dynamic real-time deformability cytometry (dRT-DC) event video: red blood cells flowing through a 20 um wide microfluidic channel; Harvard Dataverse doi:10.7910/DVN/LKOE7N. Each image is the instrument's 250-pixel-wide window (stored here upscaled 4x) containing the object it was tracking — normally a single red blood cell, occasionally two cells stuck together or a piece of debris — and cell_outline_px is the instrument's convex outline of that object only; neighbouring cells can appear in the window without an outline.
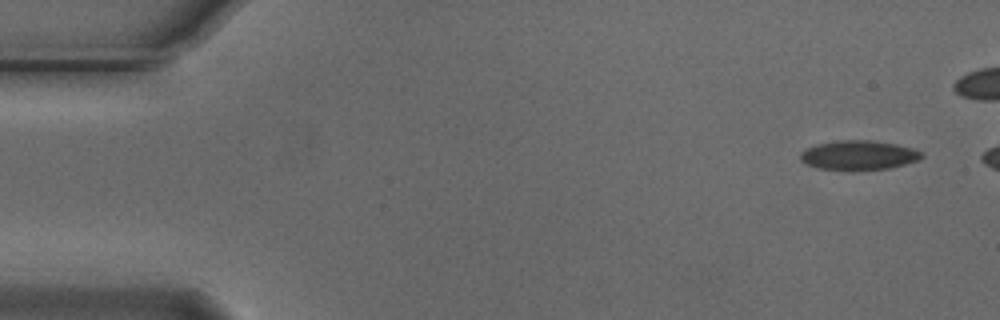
{"species": "Egyptian fruit bat (a non-hibernating species)", "species_latin": "Rousettus aegyptiacus", "temperature_condition": "cold", "stored_images_in_passage": 46, "camera_frame_rate_fps": 3000, "um_per_image_px": 0.085, "animal": {"sex": "male"}, "frame": {"image": 1, "passage_image": 1, "time_ms": 0.0, "image_size_px": [1000, 320], "cell_outline_px": [[924, 156], [916, 160], [904, 164], [888, 168], [820, 168], [808, 164], [800, 160], [800, 152], [804, 148], [816, 144], [836, 140], [872, 140], [896, 144], [916, 148], [924, 152]], "centroid_in_image_um": [73.0, 13.14], "position_along_channel_um": 12.0, "area_um2": 20.35}}
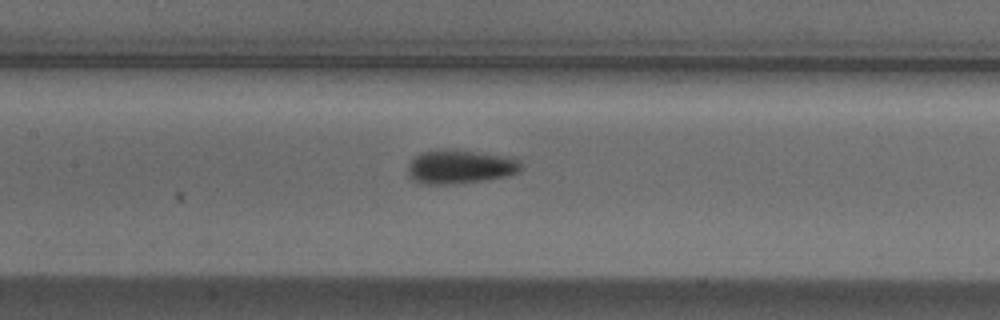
{"frame": {"image": 2, "passage_image": 23, "time_ms": 7.333, "image_size_px": [1000, 320], "cell_outline_px": [[524, 168], [520, 172], [508, 176], [484, 180], [452, 184], [420, 184], [412, 180], [408, 176], [408, 164], [420, 152], [436, 148], [444, 148], [504, 156], [520, 160]], "centroid_in_image_um": [39.08, 14.18], "position_along_channel_um": 168.3, "area_um2": 22.66}}
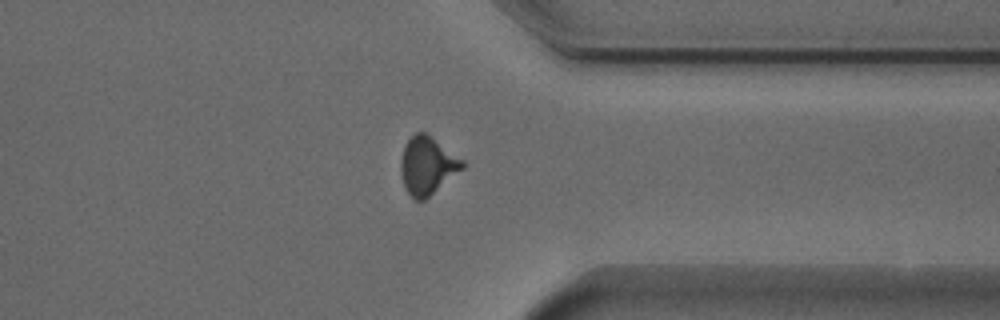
{"frame": {"image": 3, "passage_image": 40, "time_ms": 13.0, "image_size_px": [1000, 320], "cell_outline_px": [[464, 168], [424, 200], [416, 200], [404, 188], [400, 172], [400, 160], [404, 144], [416, 132], [424, 132], [464, 160]], "centroid_in_image_um": [36.3, 14.08], "position_along_channel_um": 375.1, "area_um2": 20.58}, "authors_computed_cell_mechanics": {"area_um2": 20.8658, "velocity_mm_per_s": 3.7417, "shape_relaxation_time_tau1_ms": 5.0031, "shape_relaxation_time_tau2_ms": 2.662, "deformation_change_tau1": 0.1219, "deformation_change_tau2": 0.0798}}